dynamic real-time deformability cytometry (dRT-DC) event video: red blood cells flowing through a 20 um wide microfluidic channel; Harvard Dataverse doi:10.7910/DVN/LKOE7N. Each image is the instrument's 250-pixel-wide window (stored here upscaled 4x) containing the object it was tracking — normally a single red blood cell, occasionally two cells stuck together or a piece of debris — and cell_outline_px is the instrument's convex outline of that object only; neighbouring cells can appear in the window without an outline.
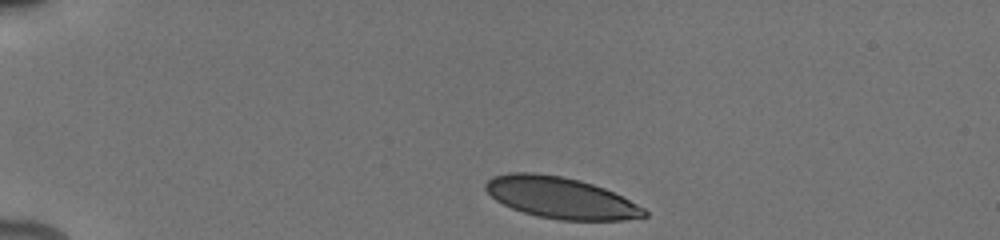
{"species": "human", "species_latin": "Homo sapiens", "temperature_condition": "cold", "stored_images_in_passage": 8, "camera_frame_rate_fps": 3000, "um_per_image_px": 0.085, "donor": {"sex": "male"}, "frame": {"image": 1, "passage_image": 1, "time_ms": 0.0, "image_size_px": [1000, 240], "cell_outline_px": [[648, 216], [624, 220], [560, 220], [536, 216], [512, 208], [496, 200], [484, 188], [484, 184], [492, 176], [512, 172], [536, 172], [560, 176], [580, 180], [604, 188], [644, 208], [648, 212]], "centroid_in_image_um": [47.64, 16.81], "position_along_channel_um": 37.4, "area_um2": 38.03}}